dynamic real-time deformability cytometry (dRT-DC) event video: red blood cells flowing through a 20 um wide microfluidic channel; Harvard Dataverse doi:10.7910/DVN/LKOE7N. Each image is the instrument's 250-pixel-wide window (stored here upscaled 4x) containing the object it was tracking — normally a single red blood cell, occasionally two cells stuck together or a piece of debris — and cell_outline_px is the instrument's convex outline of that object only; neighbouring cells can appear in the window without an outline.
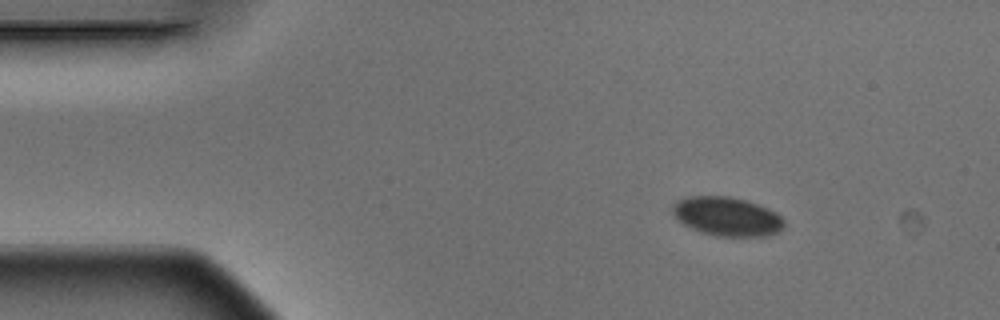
{"species": "Egyptian fruit bat (a non-hibernating species)", "species_latin": "Rousettus aegyptiacus", "temperature_condition": "warm", "stored_images_in_passage": 5, "camera_frame_rate_fps": 3000, "um_per_image_px": 0.085, "animal": {"sex": "male"}, "frame": {"image": 1, "passage_image": 1, "time_ms": 0.0, "image_size_px": [1000, 320], "cell_outline_px": [[784, 224], [776, 232], [768, 236], [716, 236], [700, 232], [684, 224], [672, 212], [672, 208], [676, 200], [688, 196], [728, 196], [744, 200], [768, 208], [776, 212], [784, 220]], "centroid_in_image_um": [61.78, 18.39], "position_along_channel_um": 23.2, "area_um2": 25.09}}
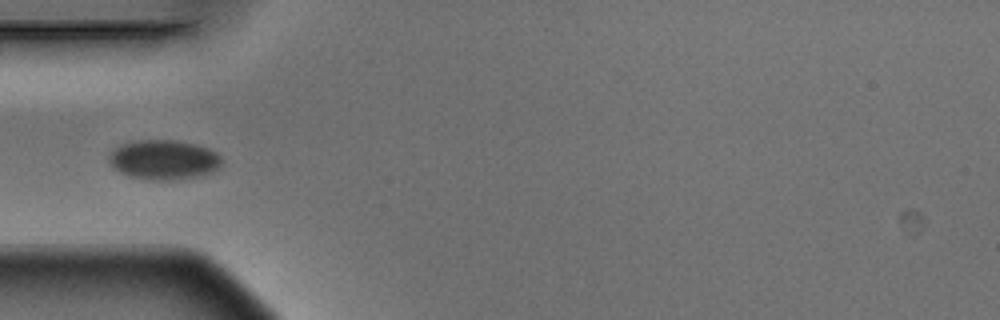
{"frame": {"image": 2, "passage_image": 4, "time_ms": 1.0, "image_size_px": [1000, 320], "cell_outline_px": [[220, 164], [212, 172], [196, 176], [172, 180], [144, 180], [128, 176], [112, 168], [108, 160], [108, 156], [120, 144], [132, 140], [176, 140], [196, 144], [208, 148], [216, 152], [220, 156]], "centroid_in_image_um": [13.86, 13.57], "position_along_channel_um": 71.1, "area_um2": 26.18}}
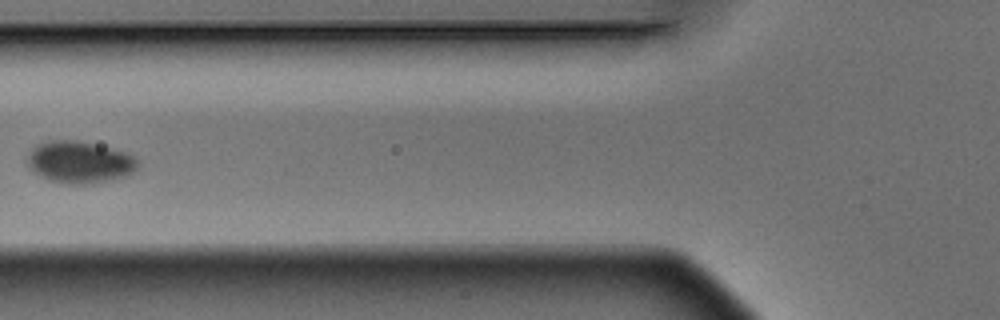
{"frame": {"image": 3, "passage_image": 5, "time_ms": 1.333, "image_size_px": [1000, 320], "cell_outline_px": [[140, 164], [128, 176], [116, 180], [92, 184], [68, 184], [48, 180], [40, 176], [24, 164], [32, 148], [36, 144], [48, 140], [76, 140], [128, 152]], "centroid_in_image_um": [6.75, 13.8], "position_along_channel_um": 119.0, "area_um2": 27.46}}